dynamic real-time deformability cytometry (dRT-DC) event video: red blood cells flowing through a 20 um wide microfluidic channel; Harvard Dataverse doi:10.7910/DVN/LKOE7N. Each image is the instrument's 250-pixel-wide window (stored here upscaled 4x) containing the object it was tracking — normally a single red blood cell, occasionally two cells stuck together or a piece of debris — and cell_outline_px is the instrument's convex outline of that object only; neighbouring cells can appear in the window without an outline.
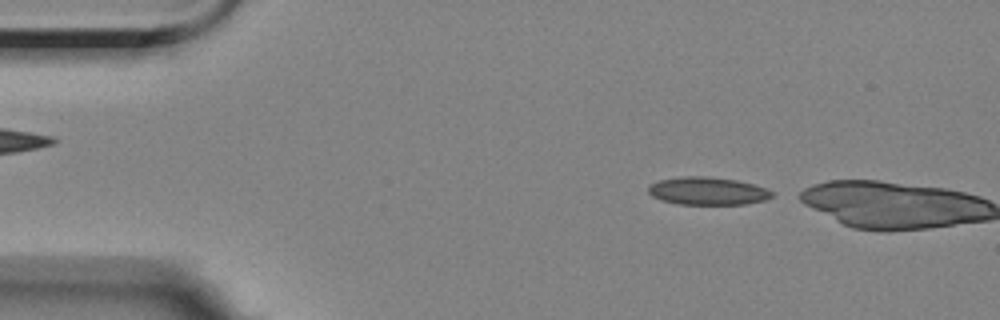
{"species": "Egyptian fruit bat (a non-hibernating species)", "species_latin": "Rousettus aegyptiacus", "temperature_condition": "room temperature", "stored_images_in_passage": 3, "camera_frame_rate_fps": 3000, "um_per_image_px": 0.085, "animal": {"sex": "female"}, "frame": {"image": 1, "passage_image": 2, "time_ms": 0.333, "image_size_px": [1000, 320], "cell_outline_px": [[772, 196], [764, 200], [748, 204], [680, 204], [660, 200], [652, 196], [648, 192], [648, 188], [652, 184], [660, 180], [684, 176], [704, 176], [736, 180], [768, 188], [772, 192]], "centroid_in_image_um": [60.15, 16.24], "position_along_channel_um": 24.8, "area_um2": 19.88}}